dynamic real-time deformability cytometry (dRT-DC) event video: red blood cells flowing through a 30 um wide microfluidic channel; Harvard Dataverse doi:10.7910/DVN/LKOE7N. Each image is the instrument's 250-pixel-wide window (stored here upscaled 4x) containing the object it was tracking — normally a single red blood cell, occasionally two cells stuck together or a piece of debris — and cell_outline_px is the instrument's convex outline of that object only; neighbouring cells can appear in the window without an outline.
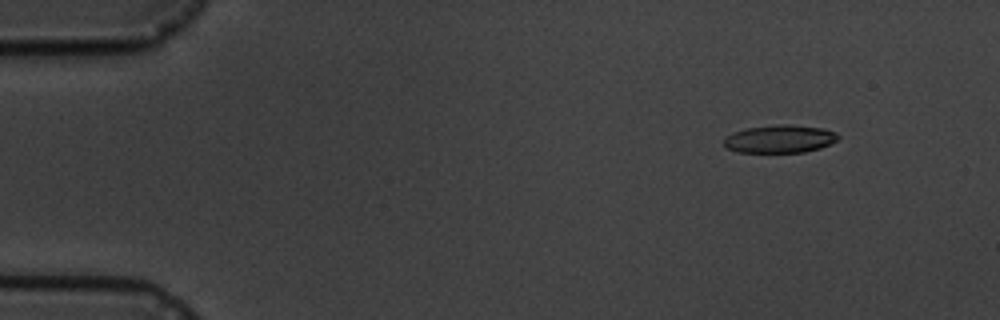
{"species": "common noctule bat (a hibernating species)", "species_latin": "Nyctalus noctula", "temperature_condition": "cold", "stored_images_in_passage": 6, "camera_frame_rate_fps": 3000, "um_per_image_px": 0.085, "animal": {"sex": "male", "body_mass_g": 19.5, "forearm_length_mm": 54.6}, "frame": {"image": 1, "passage_image": 2, "time_ms": 1.333, "image_size_px": [1000, 320], "cell_outline_px": [[840, 136], [836, 140], [820, 148], [804, 152], [736, 152], [728, 148], [724, 144], [724, 136], [732, 132], [744, 128], [776, 124], [788, 124], [824, 128], [836, 132]], "centroid_in_image_um": [66.25, 11.79], "position_along_channel_um": 18.7, "area_um2": 18.73}}